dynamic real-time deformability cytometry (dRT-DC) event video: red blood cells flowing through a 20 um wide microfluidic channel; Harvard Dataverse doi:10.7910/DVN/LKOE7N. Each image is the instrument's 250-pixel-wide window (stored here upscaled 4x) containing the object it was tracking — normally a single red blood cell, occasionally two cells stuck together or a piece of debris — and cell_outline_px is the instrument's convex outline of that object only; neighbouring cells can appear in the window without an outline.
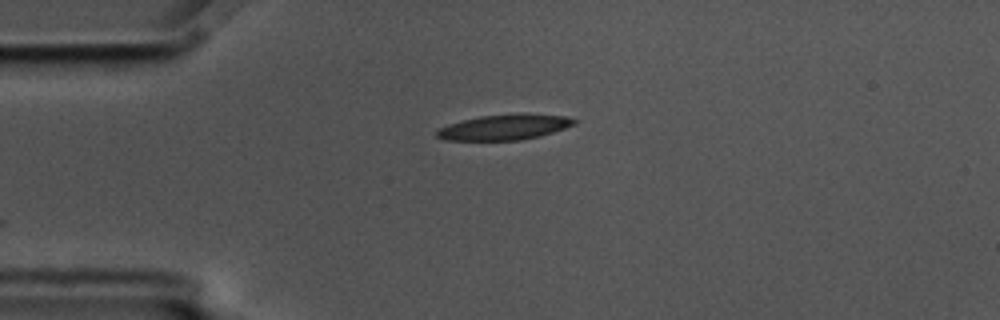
{"species": "common noctule bat (a hibernating species)", "species_latin": "Nyctalus noctula", "temperature_condition": "cold", "stored_images_in_passage": 19, "camera_frame_rate_fps": 3000, "um_per_image_px": 0.085, "animal": {"sex": "male", "body_mass_g": 17.5, "forearm_length_mm": 52.3}, "frame": {"image": 1, "passage_image": 1, "time_ms": 0.0, "image_size_px": [1000, 320], "cell_outline_px": [[580, 120], [576, 124], [540, 136], [520, 140], [444, 140], [436, 136], [436, 132], [440, 128], [448, 124], [460, 120], [480, 116], [520, 112], [524, 112], [568, 116]], "centroid_in_image_um": [42.93, 10.78], "position_along_channel_um": 42.1, "area_um2": 20.81}}
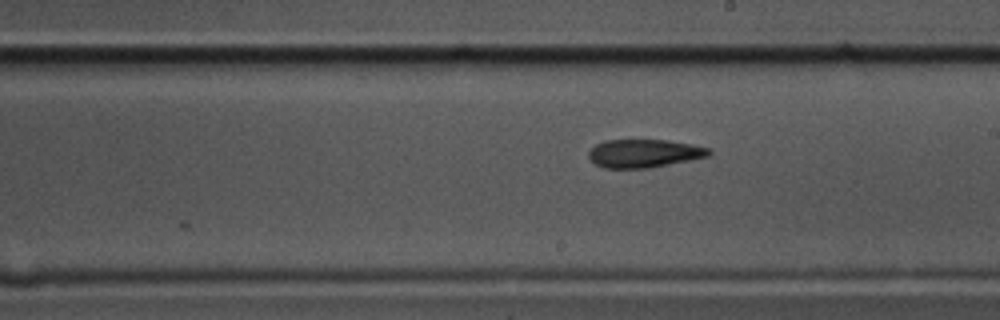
{"frame": {"image": 2, "passage_image": 19, "time_ms": 6.0, "image_size_px": [1000, 320], "cell_outline_px": [[712, 152], [708, 156], [648, 168], [604, 168], [592, 164], [588, 160], [588, 152], [596, 144], [604, 140], [668, 140], [692, 144], [712, 148]], "centroid_in_image_um": [54.7, 13.03], "position_along_channel_um": 234.3, "area_um2": 19.94}}